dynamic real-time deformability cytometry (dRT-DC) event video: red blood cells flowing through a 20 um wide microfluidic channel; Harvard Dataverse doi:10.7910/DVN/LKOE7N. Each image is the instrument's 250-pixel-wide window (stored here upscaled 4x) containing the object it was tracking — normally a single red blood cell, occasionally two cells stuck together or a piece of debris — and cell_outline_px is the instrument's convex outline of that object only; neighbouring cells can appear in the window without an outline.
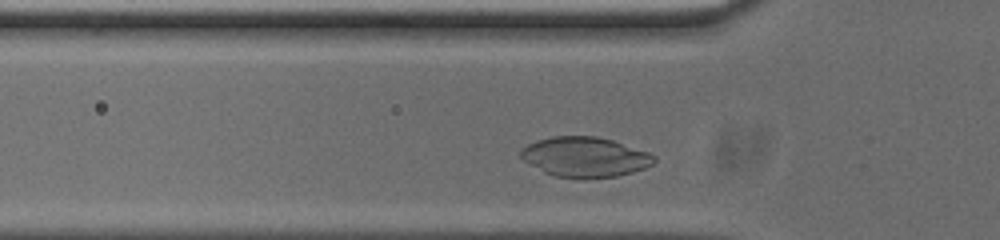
{"species": "common noctule bat (a hibernating species)", "species_latin": "Nyctalus noctula", "temperature_condition": "cold", "stored_images_in_passage": 32, "camera_frame_rate_fps": 3000, "um_per_image_px": 0.085, "animal": {"sex": "male", "body_mass_g": 20.0, "forearm_length_mm": 53.3}, "frame": {"image": 1, "passage_image": 6, "time_ms": 1.667, "image_size_px": [1000, 240], "cell_outline_px": [[656, 160], [652, 164], [644, 168], [632, 172], [616, 176], [552, 176], [544, 172], [524, 160], [520, 156], [520, 148], [536, 140], [552, 136], [596, 136], [612, 140], [648, 152], [656, 156]], "centroid_in_image_um": [49.7, 13.31], "position_along_channel_um": 76.1, "area_um2": 30.46}}
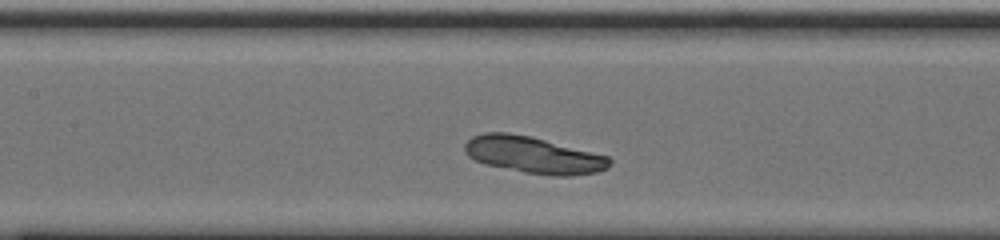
{"frame": {"image": 2, "passage_image": 13, "time_ms": 4.0, "image_size_px": [1000, 240], "cell_outline_px": [[612, 164], [608, 168], [596, 172], [572, 176], [552, 176], [524, 172], [484, 164], [468, 156], [464, 152], [464, 144], [472, 136], [484, 132], [508, 132], [528, 136], [608, 156], [612, 160]], "centroid_in_image_um": [45.32, 13.18], "position_along_channel_um": 162.1, "area_um2": 30.92}}
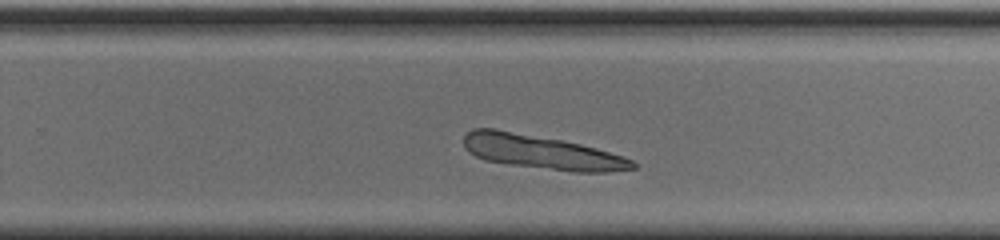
{"frame": {"image": 3, "passage_image": 23, "time_ms": 7.333, "image_size_px": [1000, 240], "cell_outline_px": [[636, 168], [604, 172], [572, 172], [512, 164], [484, 160], [468, 152], [464, 148], [464, 136], [472, 128], [496, 128], [560, 140], [580, 144], [596, 148], [632, 160], [636, 164]], "centroid_in_image_um": [45.98, 12.92], "position_along_channel_um": 283.8, "area_um2": 33.12}}